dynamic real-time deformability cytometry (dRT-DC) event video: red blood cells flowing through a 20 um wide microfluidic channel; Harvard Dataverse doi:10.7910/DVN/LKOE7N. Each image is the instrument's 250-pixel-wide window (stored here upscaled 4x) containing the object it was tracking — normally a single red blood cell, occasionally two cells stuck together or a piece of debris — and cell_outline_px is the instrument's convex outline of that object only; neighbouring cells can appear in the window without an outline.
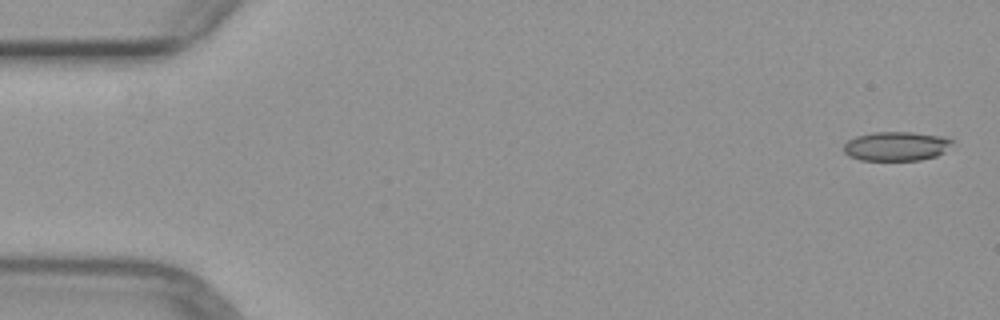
{"species": "common noctule bat (a hibernating species)", "species_latin": "Nyctalus noctula", "temperature_condition": "warm", "stored_images_in_passage": 3, "camera_frame_rate_fps": 3000, "um_per_image_px": 0.085, "animal": {"sex": "female", "body_mass_g": 29.2, "forearm_length_mm": 56.3}, "frame": {"image": 1, "passage_image": 1, "time_ms": 0.0, "image_size_px": [1000, 320], "cell_outline_px": [[956, 140], [944, 152], [936, 156], [920, 160], [860, 160], [848, 156], [844, 152], [844, 144], [848, 140], [856, 136], [872, 132], [912, 132], [944, 136]], "centroid_in_image_um": [76.2, 12.42], "position_along_channel_um": 8.8, "area_um2": 18.67}}